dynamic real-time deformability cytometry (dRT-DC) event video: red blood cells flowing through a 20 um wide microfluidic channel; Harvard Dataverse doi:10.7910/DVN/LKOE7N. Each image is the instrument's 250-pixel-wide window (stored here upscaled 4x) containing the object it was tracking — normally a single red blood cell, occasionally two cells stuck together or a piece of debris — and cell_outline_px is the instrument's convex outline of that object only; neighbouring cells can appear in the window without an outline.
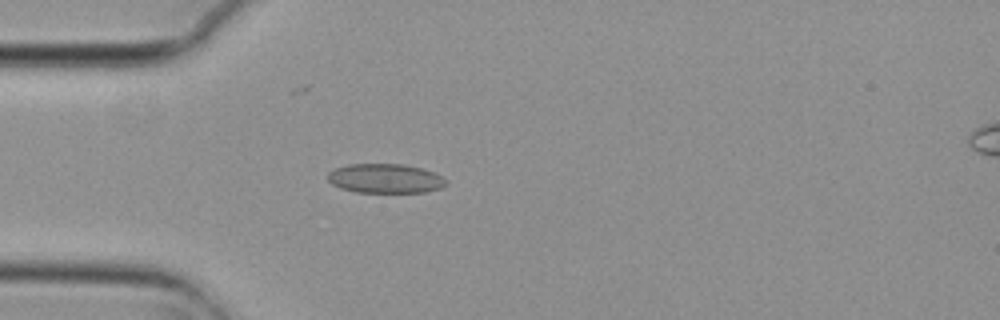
{"species": "common noctule bat (a hibernating species)", "species_latin": "Nyctalus noctula", "temperature_condition": "cold", "stored_images_in_passage": 4, "camera_frame_rate_fps": 3000, "um_per_image_px": 0.085, "animal": {"sex": "female", "body_mass_g": 29.2, "forearm_length_mm": 56.3}, "frame": {"image": 1, "passage_image": 4, "time_ms": 1.0, "image_size_px": [1000, 320], "cell_outline_px": [[444, 184], [440, 188], [424, 192], [356, 192], [340, 188], [332, 184], [328, 180], [328, 172], [336, 168], [348, 164], [404, 164], [436, 172], [444, 180]], "centroid_in_image_um": [32.7, 15.16], "position_along_channel_um": 52.3, "area_um2": 20.06}}